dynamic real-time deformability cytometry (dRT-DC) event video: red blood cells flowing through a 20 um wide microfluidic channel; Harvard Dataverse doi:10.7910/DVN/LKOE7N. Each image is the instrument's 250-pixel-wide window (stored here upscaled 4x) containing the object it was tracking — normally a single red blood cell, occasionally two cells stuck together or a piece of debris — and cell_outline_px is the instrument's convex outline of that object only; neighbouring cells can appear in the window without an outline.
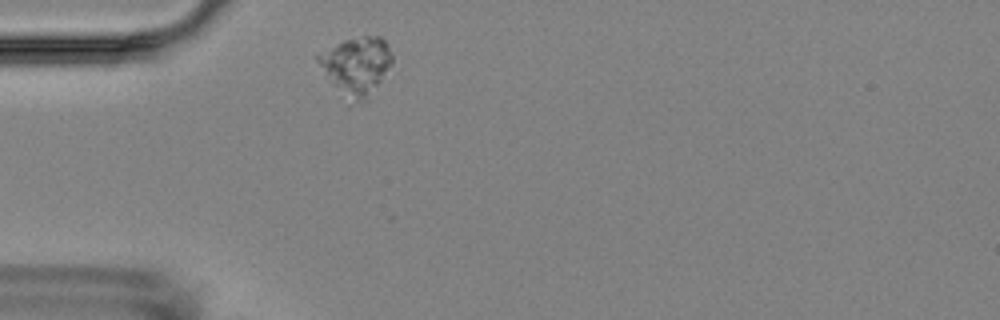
{"species": "Egyptian fruit bat (a non-hibernating species)", "species_latin": "Rousettus aegyptiacus", "temperature_condition": "room temperature", "stored_images_in_passage": 1, "camera_frame_rate_fps": 3000, "um_per_image_px": 0.085, "animal": {"sex": "female"}, "frame": {"image": 1, "passage_image": 1, "time_ms": 0.0, "image_size_px": [1000, 320], "cell_outline_px": [[392, 64], [368, 100], [360, 100], [336, 84], [316, 60], [316, 56], [344, 40], [364, 36], [380, 36], [388, 44], [392, 56]], "centroid_in_image_um": [30.4, 5.48], "position_along_channel_um": 54.6, "area_um2": 23.24}}